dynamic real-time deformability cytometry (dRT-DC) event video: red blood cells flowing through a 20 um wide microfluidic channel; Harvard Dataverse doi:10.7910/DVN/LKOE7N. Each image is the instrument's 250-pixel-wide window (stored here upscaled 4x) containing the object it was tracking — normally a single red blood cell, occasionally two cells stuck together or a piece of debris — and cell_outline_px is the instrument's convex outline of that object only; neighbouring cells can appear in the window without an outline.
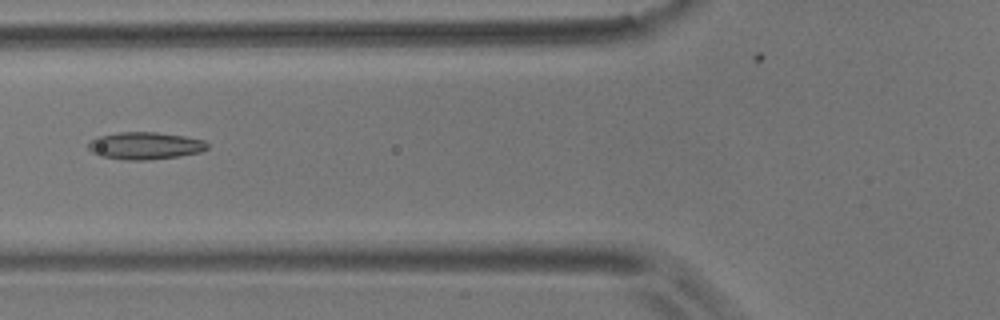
{"species": "common noctule bat (a hibernating species)", "species_latin": "Nyctalus noctula", "temperature_condition": "room temperature", "stored_images_in_passage": 10, "camera_frame_rate_fps": 3000, "um_per_image_px": 0.085, "animal": {"sex": "male", "body_mass_g": 17.9}, "frame": {"image": 1, "passage_image": 6, "time_ms": 1.667, "image_size_px": [1000, 320], "cell_outline_px": [[208, 148], [200, 152], [180, 156], [148, 160], [128, 160], [100, 156], [92, 152], [88, 148], [88, 144], [96, 136], [120, 132], [156, 132], [184, 136], [204, 140], [208, 144]], "centroid_in_image_um": [12.33, 12.38], "position_along_channel_um": 113.5, "area_um2": 18.96}}
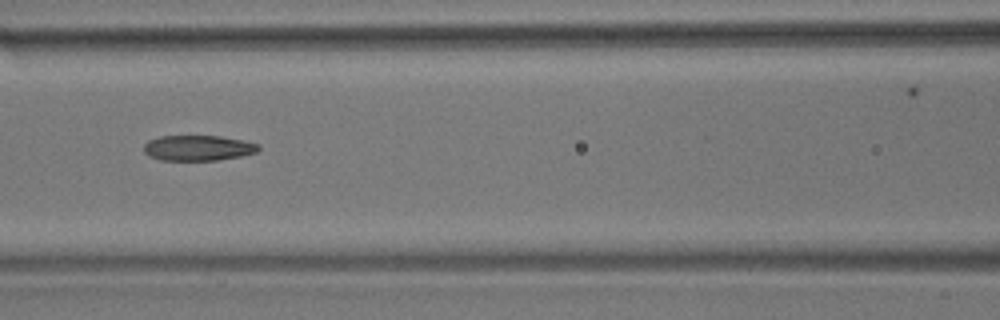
{"frame": {"image": 2, "passage_image": 7, "time_ms": 2.0, "image_size_px": [1000, 320], "cell_outline_px": [[260, 148], [256, 152], [240, 156], [216, 160], [160, 160], [148, 156], [144, 152], [144, 144], [148, 140], [160, 136], [220, 136], [244, 140], [260, 144]], "centroid_in_image_um": [16.82, 12.57], "position_along_channel_um": 149.8, "area_um2": 17.05}}